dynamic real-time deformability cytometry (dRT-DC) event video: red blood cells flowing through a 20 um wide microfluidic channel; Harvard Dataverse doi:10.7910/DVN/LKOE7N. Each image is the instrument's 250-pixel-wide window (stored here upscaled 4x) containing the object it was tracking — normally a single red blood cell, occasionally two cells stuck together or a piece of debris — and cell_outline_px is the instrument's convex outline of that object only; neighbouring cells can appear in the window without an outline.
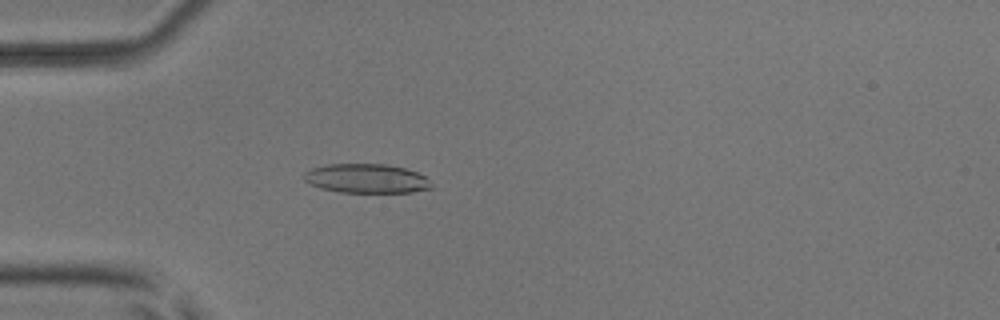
{"species": "common noctule bat (a hibernating species)", "species_latin": "Nyctalus noctula", "temperature_condition": "room temperature", "stored_images_in_passage": 39, "camera_frame_rate_fps": 3000, "um_per_image_px": 0.085, "animal": {"sex": "male", "body_mass_g": 17.9, "forearm_length_mm": 54.2}, "frame": {"image": 1, "passage_image": 11, "time_ms": 3.333, "image_size_px": [1000, 320], "cell_outline_px": [[432, 188], [412, 192], [340, 192], [320, 188], [304, 180], [304, 172], [312, 168], [324, 164], [384, 164], [404, 168], [416, 172], [424, 176], [432, 184]], "centroid_in_image_um": [31.13, 15.17], "position_along_channel_um": 53.9, "area_um2": 21.56}}
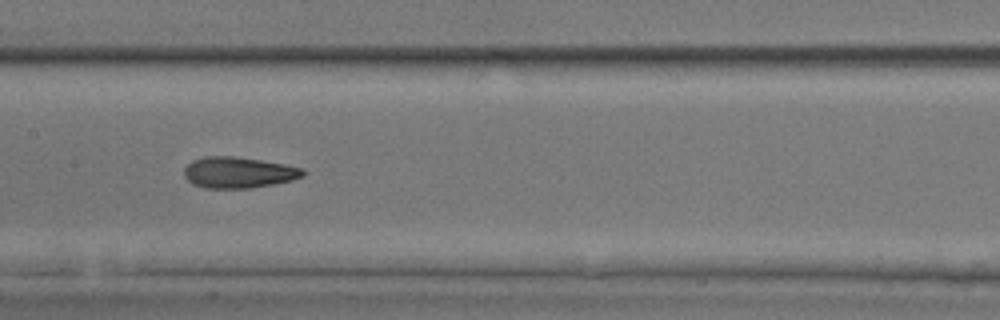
{"frame": {"image": 2, "passage_image": 22, "time_ms": 7.0, "image_size_px": [1000, 320], "cell_outline_px": [[304, 176], [292, 180], [252, 188], [204, 188], [192, 184], [184, 176], [184, 168], [192, 160], [204, 156], [236, 156], [284, 164], [304, 168]], "centroid_in_image_um": [20.25, 14.66], "position_along_channel_um": 187.2, "area_um2": 21.62}}
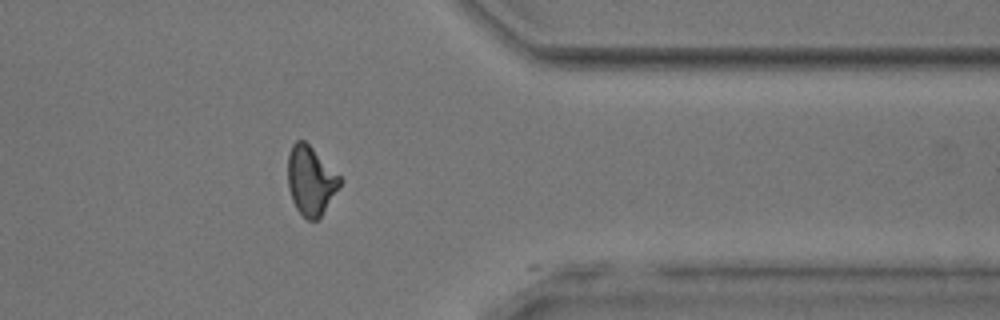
{"frame": {"image": 3, "passage_image": 38, "time_ms": 12.333, "image_size_px": [1000, 320], "cell_outline_px": [[344, 180], [320, 216], [316, 220], [308, 220], [296, 208], [292, 200], [288, 188], [288, 152], [292, 144], [296, 140], [304, 140]], "centroid_in_image_um": [26.4, 15.33], "position_along_channel_um": 385.0, "area_um2": 20.69}, "authors_computed_cell_mechanics": {"area_um2": 21.5594, "velocity_mm_per_s": 3.9317, "shape_relaxation_time_tau1_ms": 3.5347, "shape_relaxation_time_tau2_ms": 2.8215, "deformation_change_tau1": 0.1257, "deformation_change_tau2": 0.0995}}